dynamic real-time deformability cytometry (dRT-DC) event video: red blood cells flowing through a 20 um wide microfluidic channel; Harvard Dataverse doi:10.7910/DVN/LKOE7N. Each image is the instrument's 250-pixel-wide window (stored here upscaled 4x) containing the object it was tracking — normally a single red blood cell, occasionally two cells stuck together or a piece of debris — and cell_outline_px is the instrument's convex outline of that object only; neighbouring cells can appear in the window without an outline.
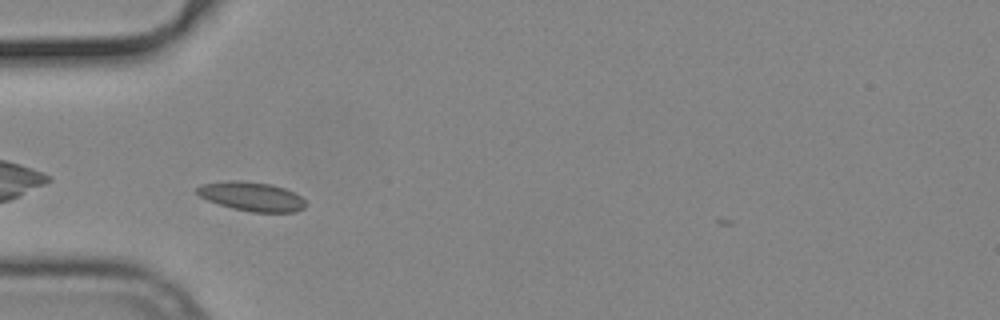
{"species": "common noctule bat (a hibernating species)", "species_latin": "Nyctalus noctula", "temperature_condition": "cold", "stored_images_in_passage": 32, "camera_frame_rate_fps": 3000, "um_per_image_px": 0.085, "animal": {"sex": "male", "body_mass_g": 19.2, "forearm_length_mm": 51.8}, "frame": {"image": 1, "passage_image": 1, "time_ms": 0.0, "image_size_px": [1000, 320], "cell_outline_px": [[304, 208], [296, 212], [252, 212], [232, 208], [208, 200], [200, 196], [196, 192], [196, 188], [204, 184], [228, 180], [240, 180], [272, 184], [284, 188], [300, 196], [304, 200]], "centroid_in_image_um": [21.39, 16.69], "position_along_channel_um": 63.6, "area_um2": 18.26}}
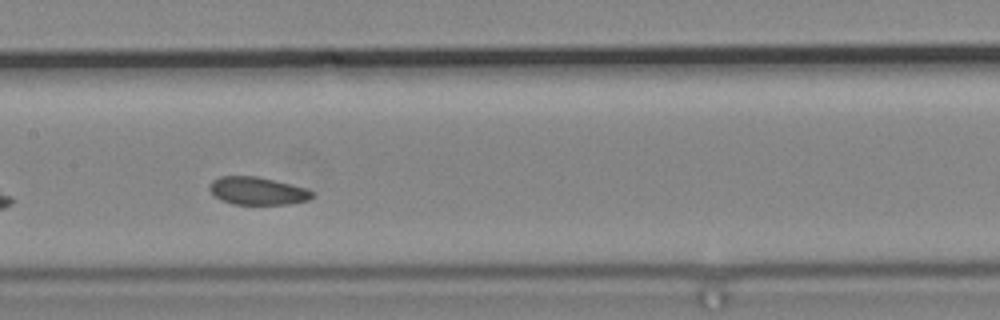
{"frame": {"image": 2, "passage_image": 11, "time_ms": 3.333, "image_size_px": [1000, 320], "cell_outline_px": [[312, 196], [308, 200], [288, 204], [232, 204], [220, 200], [208, 188], [212, 180], [220, 176], [256, 176], [304, 188], [312, 192]], "centroid_in_image_um": [21.82, 16.23], "position_along_channel_um": 185.6, "area_um2": 16.3}}
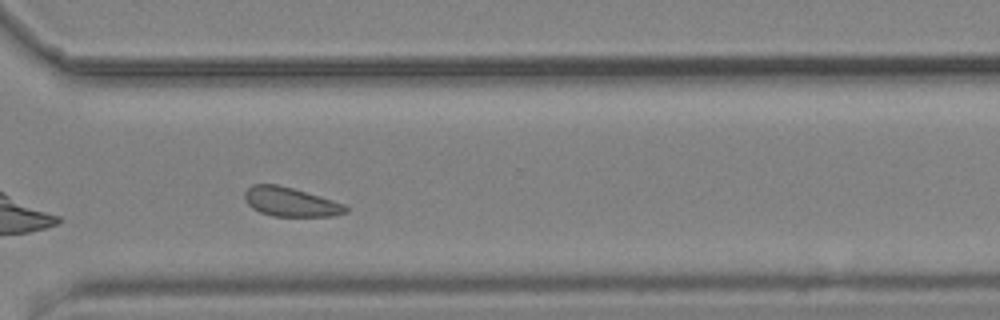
{"frame": {"image": 3, "passage_image": 24, "time_ms": 7.667, "image_size_px": [1000, 320], "cell_outline_px": [[348, 212], [332, 216], [272, 216], [260, 212], [252, 208], [248, 204], [244, 196], [244, 192], [252, 184], [276, 184], [292, 188], [332, 200], [344, 204], [348, 208]], "centroid_in_image_um": [24.68, 17.17], "position_along_channel_um": 345.9, "area_um2": 16.99}, "authors_computed_cell_mechanics": {"area_um2": 17.34, "velocity_mm_per_s": 3.7081, "shape_relaxation_time_tau1_ms": null, "shape_relaxation_time_tau2_ms": 3.4197, "deformation_change_tau1": null, "deformation_change_tau2": 0.0894}}